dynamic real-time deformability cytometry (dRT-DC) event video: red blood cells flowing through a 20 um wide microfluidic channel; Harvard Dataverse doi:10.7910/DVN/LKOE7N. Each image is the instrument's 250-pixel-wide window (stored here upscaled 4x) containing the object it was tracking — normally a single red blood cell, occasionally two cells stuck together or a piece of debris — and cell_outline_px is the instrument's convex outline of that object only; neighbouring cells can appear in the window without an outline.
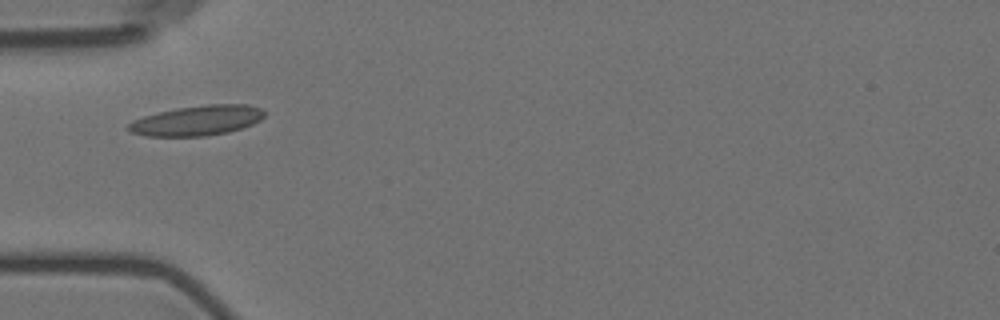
{"species": "Egyptian fruit bat (a non-hibernating species)", "species_latin": "Rousettus aegyptiacus", "temperature_condition": "room temperature", "stored_images_in_passage": 14, "camera_frame_rate_fps": 3000, "um_per_image_px": 0.085, "animal": {"sex": "female"}, "frame": {"image": 1, "passage_image": 4, "time_ms": 4.333, "image_size_px": [1000, 320], "cell_outline_px": [[264, 116], [260, 120], [252, 124], [228, 132], [208, 136], [144, 136], [132, 132], [124, 128], [132, 120], [144, 116], [176, 108], [208, 104], [244, 104], [260, 108], [264, 112]], "centroid_in_image_um": [16.72, 10.25], "position_along_channel_um": 68.3, "area_um2": 23.76}}
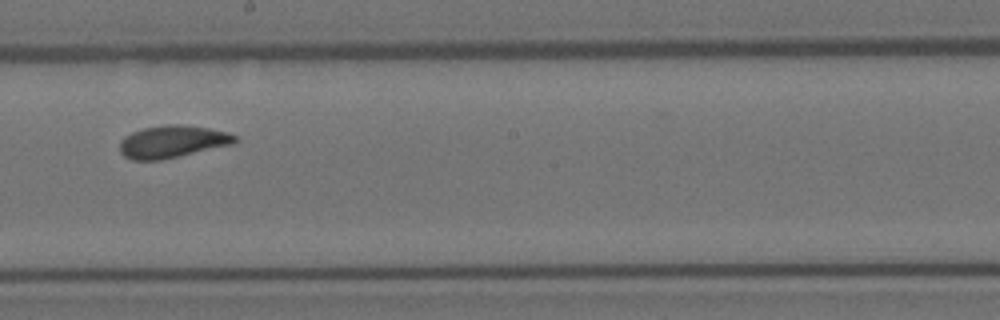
{"frame": {"image": 2, "passage_image": 8, "time_ms": 9.0, "image_size_px": [1000, 320], "cell_outline_px": [[240, 140], [232, 144], [160, 160], [132, 160], [124, 156], [120, 152], [120, 140], [124, 136], [132, 132], [144, 128], [168, 124], [180, 124], [208, 128], [228, 132], [236, 136]], "centroid_in_image_um": [14.64, 12.03], "position_along_channel_um": 233.6, "area_um2": 21.62}}
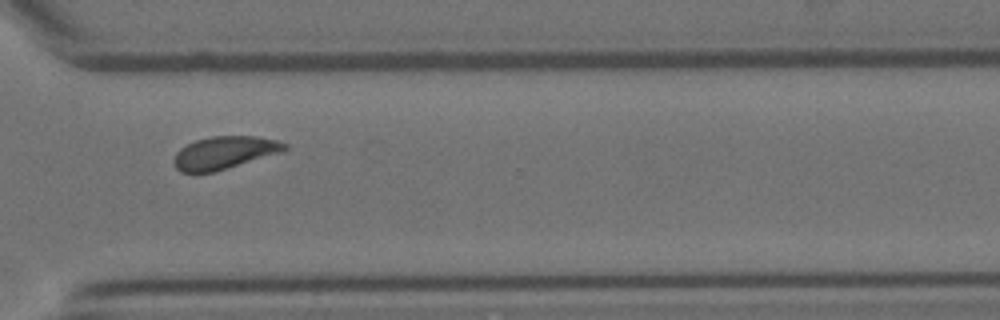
{"frame": {"image": 3, "passage_image": 11, "time_ms": 12.333, "image_size_px": [1000, 320], "cell_outline_px": [[288, 148], [280, 152], [212, 172], [180, 172], [176, 168], [172, 160], [176, 152], [180, 148], [196, 140], [212, 136], [256, 136], [276, 140], [288, 144]], "centroid_in_image_um": [19.04, 12.96], "position_along_channel_um": 351.6, "area_um2": 20.75}, "authors_computed_cell_mechanics": {"area_um2": 21.4438, "velocity_mm_per_s": 3.5505, "shape_relaxation_time_tau1_ms": 2.3104, "shape_relaxation_time_tau2_ms": 0.9449, "deformation_change_tau1": 0.0797, "deformation_change_tau2": 0.0454}}